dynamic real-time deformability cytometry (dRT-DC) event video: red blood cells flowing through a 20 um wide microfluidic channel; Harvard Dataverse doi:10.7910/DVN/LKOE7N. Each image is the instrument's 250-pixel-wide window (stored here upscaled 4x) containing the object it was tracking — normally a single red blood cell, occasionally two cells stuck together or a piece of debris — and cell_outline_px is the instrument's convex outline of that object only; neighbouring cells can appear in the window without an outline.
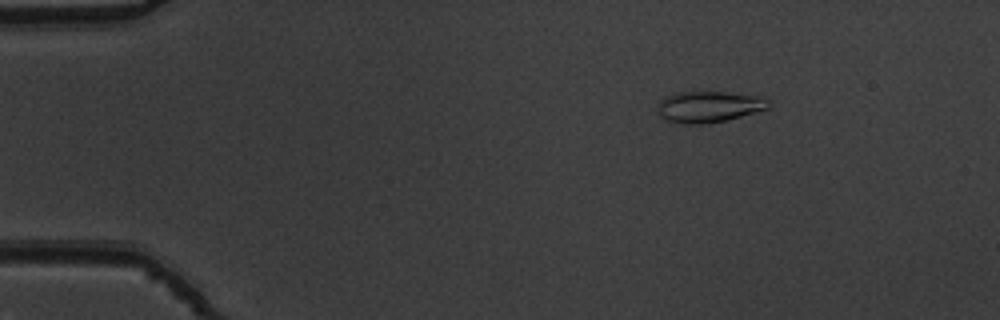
{"species": "common noctule bat (a hibernating species)", "species_latin": "Nyctalus noctula", "temperature_condition": "warm", "stored_images_in_passage": 54, "camera_frame_rate_fps": 3000, "um_per_image_px": 0.085, "animal": {"sex": "male", "body_mass_g": 19.5, "forearm_length_mm": 54.6}, "frame": {"image": 1, "passage_image": 9, "time_ms": 2.667, "image_size_px": [1000, 320], "cell_outline_px": [[768, 108], [740, 116], [724, 120], [704, 124], [684, 124], [668, 120], [660, 116], [660, 100], [676, 92], [724, 92], [756, 96], [768, 100]], "centroid_in_image_um": [60.23, 9.07], "position_along_channel_um": 24.8, "area_um2": 19.54}}
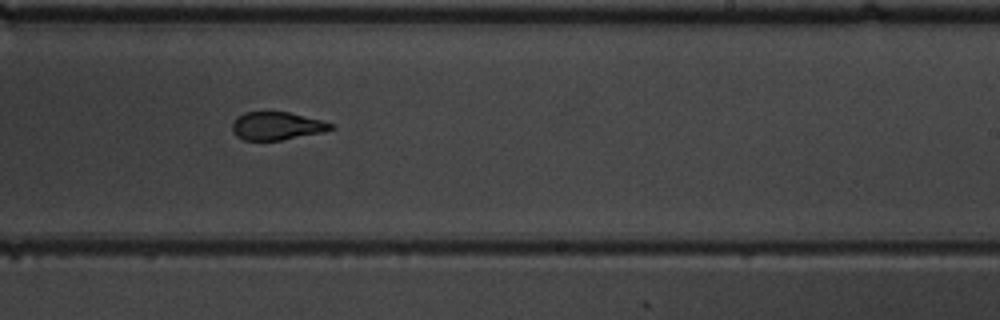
{"frame": {"image": 2, "passage_image": 34, "time_ms": 11.0, "image_size_px": [1000, 320], "cell_outline_px": [[336, 128], [320, 132], [280, 140], [244, 140], [236, 136], [232, 132], [232, 124], [236, 116], [244, 112], [288, 112], [324, 120], [332, 124]], "centroid_in_image_um": [23.5, 10.69], "position_along_channel_um": 265.5, "area_um2": 16.07}}
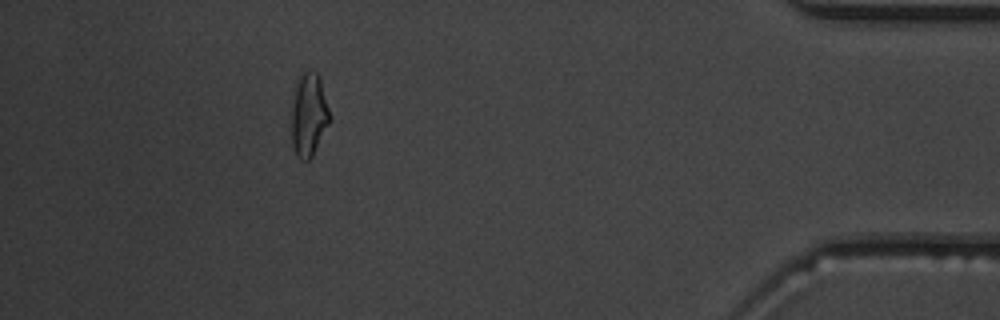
{"frame": {"image": 3, "passage_image": 49, "time_ms": 16.0, "image_size_px": [1000, 320], "cell_outline_px": [[328, 124], [312, 156], [308, 160], [300, 160], [296, 156], [292, 148], [292, 88], [296, 76], [308, 68], [316, 72], [320, 76], [328, 108]], "centroid_in_image_um": [26.19, 9.67], "position_along_channel_um": 409.0, "area_um2": 18.84}, "authors_computed_cell_mechanics": {"area_um2": 17.7735, "velocity_mm_per_s": 3.8561, "shape_relaxation_time_tau1_ms": 7.0884, "shape_relaxation_time_tau2_ms": 1.4226, "deformation_change_tau1": 0.2324, "deformation_change_tau2": 0.0725}}